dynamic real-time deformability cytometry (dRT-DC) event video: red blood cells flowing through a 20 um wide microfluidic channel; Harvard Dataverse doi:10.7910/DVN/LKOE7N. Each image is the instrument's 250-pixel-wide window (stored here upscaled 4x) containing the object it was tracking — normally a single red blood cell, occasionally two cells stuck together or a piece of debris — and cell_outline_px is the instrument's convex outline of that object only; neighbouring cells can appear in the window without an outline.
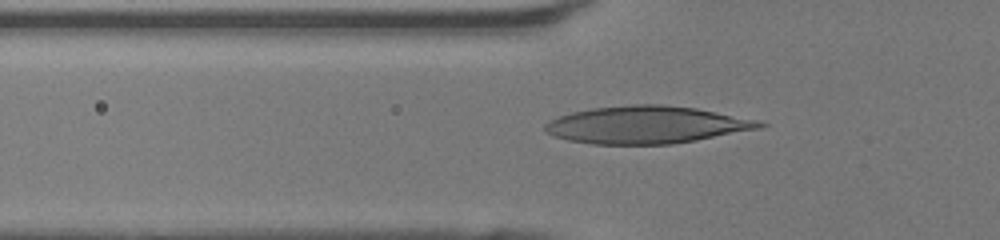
{"species": "human", "species_latin": "Homo sapiens", "temperature_condition": "room temperature", "stored_images_in_passage": 45, "camera_frame_rate_fps": 3000, "um_per_image_px": 0.085, "donor": {"sex": "female"}, "frame": {"image": 1, "passage_image": 15, "time_ms": 4.667, "image_size_px": [1000, 240], "cell_outline_px": [[768, 124], [760, 128], [696, 140], [672, 144], [592, 144], [568, 140], [544, 132], [544, 124], [548, 120], [572, 112], [592, 108], [632, 104], [664, 104], [696, 108], [752, 120]], "centroid_in_image_um": [54.86, 10.61], "position_along_channel_um": 70.9, "area_um2": 46.36}}
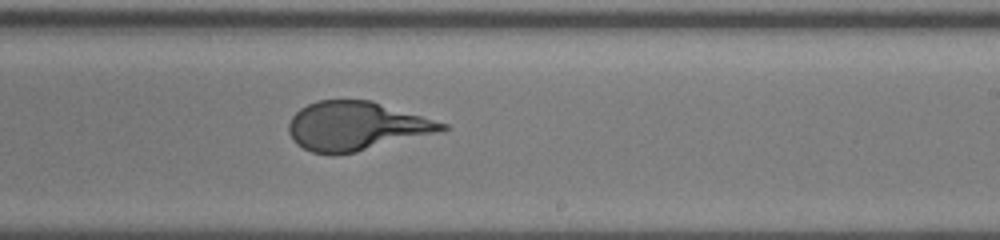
{"frame": {"image": 2, "passage_image": 28, "time_ms": 9.0, "image_size_px": [1000, 240], "cell_outline_px": [[452, 128], [444, 132], [356, 152], [336, 156], [332, 156], [312, 152], [296, 144], [292, 140], [288, 132], [288, 124], [292, 116], [300, 108], [316, 100], [372, 100], [448, 124]], "centroid_in_image_um": [30.31, 10.74], "position_along_channel_um": 258.7, "area_um2": 44.39}}
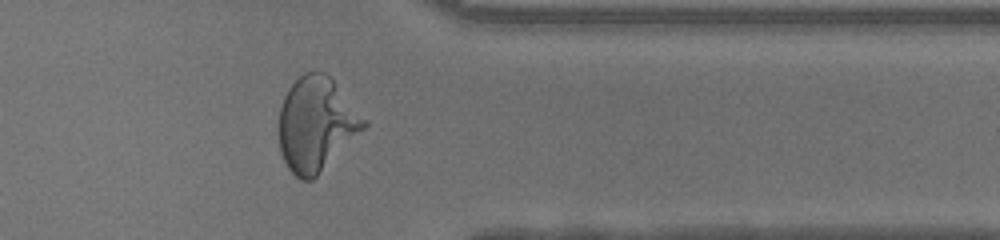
{"frame": {"image": 3, "passage_image": 37, "time_ms": 12.0, "image_size_px": [1000, 240], "cell_outline_px": [[368, 124], [312, 180], [300, 180], [288, 168], [280, 152], [280, 108], [284, 96], [288, 88], [304, 72], [324, 72], [332, 80], [368, 120]], "centroid_in_image_um": [26.87, 10.55], "position_along_channel_um": 384.5, "area_um2": 45.78}, "authors_computed_cell_mechanics": {"area_um2": 43.928, "velocity_mm_per_s": 4.3622, "shape_relaxation_time_tau1_ms": 4.9839, "shape_relaxation_time_tau2_ms": null, "deformation_change_tau1": 0.2925, "deformation_change_tau2": null}}